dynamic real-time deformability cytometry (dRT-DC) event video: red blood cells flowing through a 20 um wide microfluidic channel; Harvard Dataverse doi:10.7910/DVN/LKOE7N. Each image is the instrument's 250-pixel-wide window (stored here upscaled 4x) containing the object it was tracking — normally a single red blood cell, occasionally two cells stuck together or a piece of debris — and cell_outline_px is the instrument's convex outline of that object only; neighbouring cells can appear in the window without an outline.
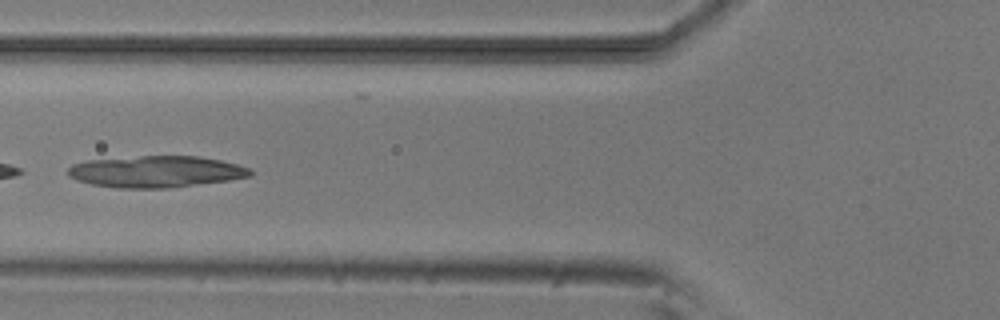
{"species": "common noctule bat (a hibernating species)", "species_latin": "Nyctalus noctula", "temperature_condition": "room temperature", "stored_images_in_passage": 3, "camera_frame_rate_fps": 3000, "um_per_image_px": 0.085, "animal": {"sex": "male", "body_mass_g": 20.5, "forearm_length_mm": 52.5}, "frame": {"image": 1, "passage_image": 3, "time_ms": 2.333, "image_size_px": [1000, 320], "cell_outline_px": [[252, 176], [228, 180], [164, 188], [120, 188], [92, 184], [76, 180], [68, 176], [68, 168], [72, 164], [88, 160], [140, 156], [200, 156], [220, 160], [236, 164], [248, 168], [252, 172]], "centroid_in_image_um": [13.23, 14.58], "position_along_channel_um": 112.6, "area_um2": 33.29}}